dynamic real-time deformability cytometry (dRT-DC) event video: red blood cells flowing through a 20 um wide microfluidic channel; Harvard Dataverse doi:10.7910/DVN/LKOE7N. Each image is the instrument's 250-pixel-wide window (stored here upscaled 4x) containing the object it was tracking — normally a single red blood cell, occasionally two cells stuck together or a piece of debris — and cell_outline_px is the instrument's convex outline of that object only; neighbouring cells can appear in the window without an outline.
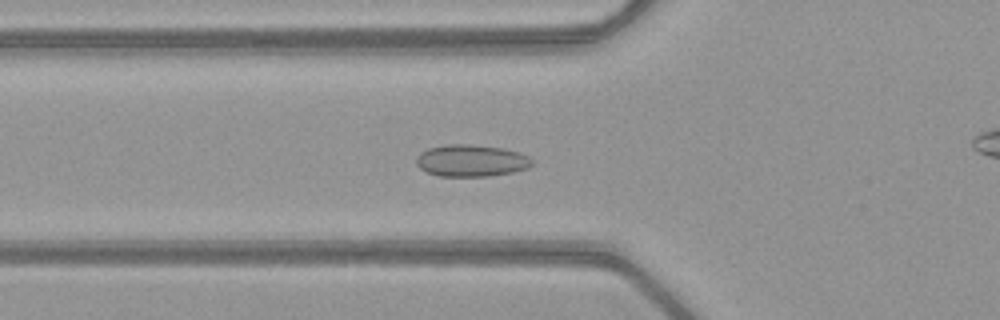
{"species": "common noctule bat (a hibernating species)", "species_latin": "Nyctalus noctula", "temperature_condition": "warm", "stored_images_in_passage": 35, "camera_frame_rate_fps": 3000, "um_per_image_px": 0.085, "animal": {"sex": "female", "body_mass_g": 21.9}, "frame": {"image": 1, "passage_image": 2, "time_ms": 0.333, "image_size_px": [1000, 320], "cell_outline_px": [[532, 164], [528, 168], [512, 172], [488, 176], [440, 176], [428, 172], [420, 168], [416, 164], [416, 156], [420, 152], [428, 148], [444, 144], [468, 144], [504, 148], [520, 152], [528, 156], [532, 160]], "centroid_in_image_um": [40.04, 13.64], "position_along_channel_um": 85.8, "area_um2": 21.62}}
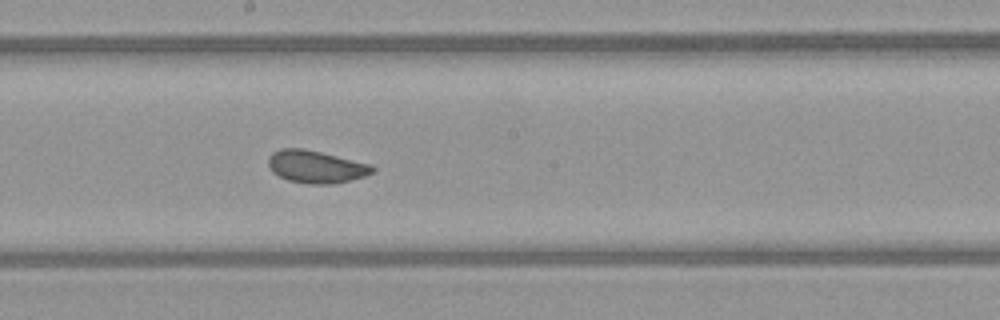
{"frame": {"image": 2, "passage_image": 12, "time_ms": 3.667, "image_size_px": [1000, 320], "cell_outline_px": [[376, 172], [364, 176], [332, 184], [308, 184], [288, 180], [272, 172], [268, 164], [268, 156], [272, 152], [280, 148], [304, 148], [372, 164], [376, 168]], "centroid_in_image_um": [26.86, 14.16], "position_along_channel_um": 221.3, "area_um2": 19.88}}
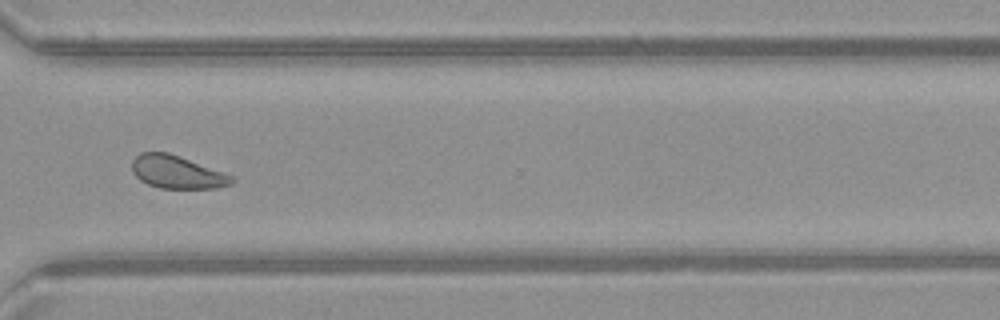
{"frame": {"image": 3, "passage_image": 22, "time_ms": 7.0, "image_size_px": [1000, 320], "cell_outline_px": [[236, 180], [232, 184], [216, 188], [160, 188], [148, 184], [140, 180], [132, 172], [132, 160], [140, 152], [168, 152], [236, 176]], "centroid_in_image_um": [15.08, 14.63], "position_along_channel_um": 355.5, "area_um2": 19.31}, "authors_computed_cell_mechanics": {"area_um2": 19.652, "velocity_mm_per_s": 4.0262, "shape_relaxation_time_tau1_ms": 7.507, "shape_relaxation_time_tau2_ms": 1.2062, "deformation_change_tau1": 0.1139, "deformation_change_tau2": 0.0555}}